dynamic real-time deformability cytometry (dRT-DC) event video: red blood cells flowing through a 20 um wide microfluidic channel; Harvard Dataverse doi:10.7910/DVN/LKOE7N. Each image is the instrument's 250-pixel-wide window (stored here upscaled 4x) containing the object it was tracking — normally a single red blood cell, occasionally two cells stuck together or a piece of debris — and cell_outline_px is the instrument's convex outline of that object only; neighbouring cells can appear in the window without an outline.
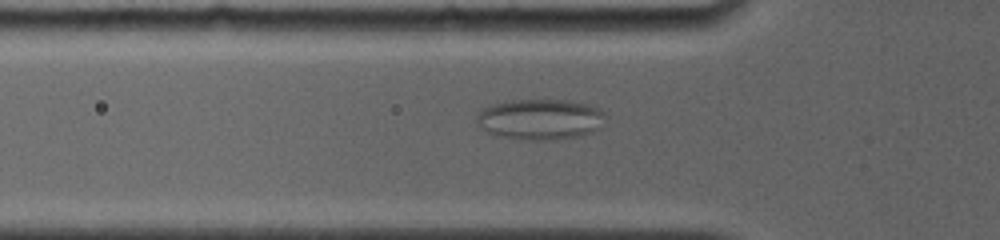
{"species": "common noctule bat (a hibernating species)", "species_latin": "Nyctalus noctula", "temperature_condition": "room temperature", "stored_images_in_passage": 66, "camera_frame_rate_fps": 4000, "um_per_image_px": 0.085, "animal": {"sex": "female", "body_mass_g": 19.0, "forearm_length_mm": 56.7}, "frame": {"image": 1, "passage_image": 16, "time_ms": 5.75, "image_size_px": [1000, 240], "cell_outline_px": [[608, 116], [600, 128], [592, 132], [580, 136], [552, 140], [524, 140], [496, 136], [480, 128], [476, 124], [476, 116], [484, 108], [492, 104], [512, 100], [544, 96], [568, 100], [600, 108]], "centroid_in_image_um": [45.93, 10.11], "position_along_channel_um": 79.9, "area_um2": 31.73}}
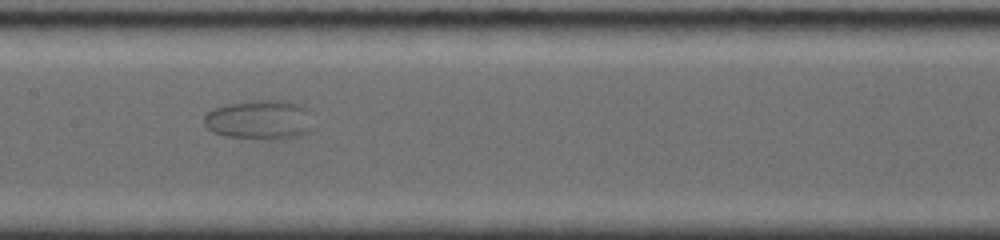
{"frame": {"image": 2, "passage_image": 29, "time_ms": 8.75, "image_size_px": [1000, 240], "cell_outline_px": [[312, 128], [308, 132], [296, 136], [280, 140], [272, 140], [224, 136], [212, 132], [204, 124], [204, 116], [208, 112], [216, 108], [228, 104], [252, 100], [288, 100], [304, 108], [308, 112]], "centroid_in_image_um": [22.05, 10.19], "position_along_channel_um": 185.4, "area_um2": 25.09}}
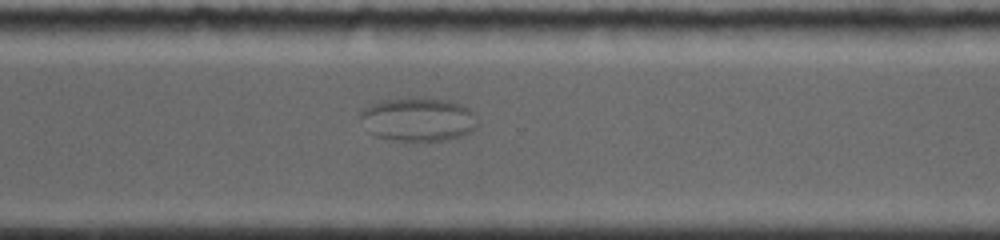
{"frame": {"image": 3, "passage_image": 45, "time_ms": 13.0, "image_size_px": [1000, 240], "cell_outline_px": [[476, 128], [472, 132], [460, 136], [444, 140], [396, 140], [376, 136], [368, 132], [360, 116], [360, 112], [364, 108], [380, 100], [448, 100], [460, 104], [468, 108], [476, 116]], "centroid_in_image_um": [35.55, 10.18], "position_along_channel_um": 335.1, "area_um2": 28.96}}